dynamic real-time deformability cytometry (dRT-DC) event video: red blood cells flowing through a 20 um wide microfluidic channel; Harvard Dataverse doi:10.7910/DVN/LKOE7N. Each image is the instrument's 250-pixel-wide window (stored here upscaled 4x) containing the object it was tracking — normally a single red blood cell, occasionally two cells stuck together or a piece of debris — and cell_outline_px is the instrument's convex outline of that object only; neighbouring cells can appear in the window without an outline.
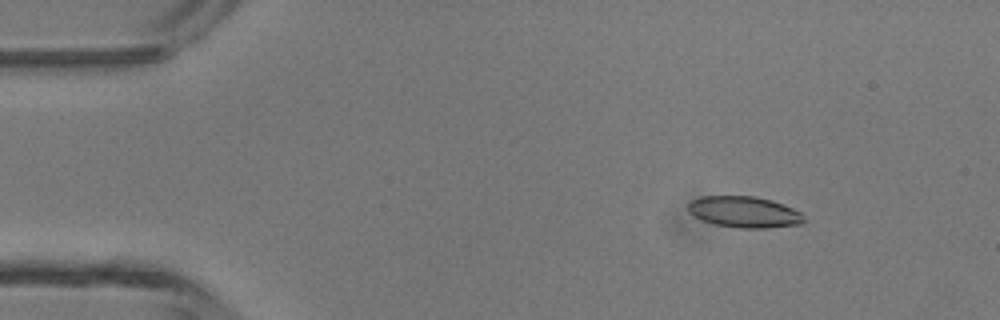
{"species": "common noctule bat (a hibernating species)", "species_latin": "Nyctalus noctula", "temperature_condition": "room temperature", "stored_images_in_passage": 4, "camera_frame_rate_fps": 3000, "um_per_image_px": 0.085, "animal": {"sex": "male", "body_mass_g": 13.3}, "frame": {"image": 1, "passage_image": 2, "time_ms": 0.333, "image_size_px": [1000, 320], "cell_outline_px": [[804, 224], [768, 228], [740, 228], [716, 224], [700, 220], [692, 216], [688, 212], [688, 204], [692, 200], [700, 196], [756, 196], [772, 200], [792, 208], [800, 212], [804, 220]], "centroid_in_image_um": [63.24, 18.02], "position_along_channel_um": 21.8, "area_um2": 21.21}}